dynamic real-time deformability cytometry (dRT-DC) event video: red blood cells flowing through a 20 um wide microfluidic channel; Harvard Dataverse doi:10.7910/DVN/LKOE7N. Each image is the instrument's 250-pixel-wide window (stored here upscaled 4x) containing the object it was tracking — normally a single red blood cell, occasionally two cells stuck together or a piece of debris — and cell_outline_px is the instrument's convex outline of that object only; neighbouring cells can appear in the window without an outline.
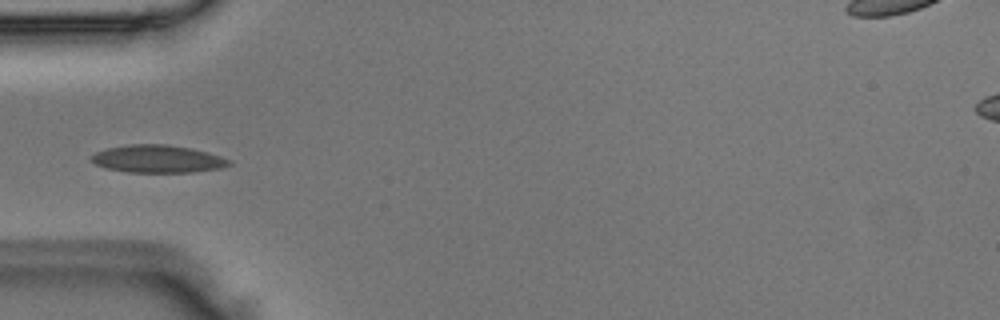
{"species": "Egyptian fruit bat (a non-hibernating species)", "species_latin": "Rousettus aegyptiacus", "temperature_condition": "room temperature", "stored_images_in_passage": 4, "camera_frame_rate_fps": 3000, "um_per_image_px": 0.085, "animal": {"sex": "male"}, "frame": {"image": 1, "passage_image": 4, "time_ms": 1.0, "image_size_px": [1000, 320], "cell_outline_px": [[232, 164], [220, 168], [196, 172], [128, 172], [108, 168], [96, 164], [92, 160], [92, 156], [96, 152], [108, 148], [128, 144], [168, 144], [192, 148], [208, 152], [232, 160]], "centroid_in_image_um": [13.47, 13.5], "position_along_channel_um": 71.5, "area_um2": 22.14}}